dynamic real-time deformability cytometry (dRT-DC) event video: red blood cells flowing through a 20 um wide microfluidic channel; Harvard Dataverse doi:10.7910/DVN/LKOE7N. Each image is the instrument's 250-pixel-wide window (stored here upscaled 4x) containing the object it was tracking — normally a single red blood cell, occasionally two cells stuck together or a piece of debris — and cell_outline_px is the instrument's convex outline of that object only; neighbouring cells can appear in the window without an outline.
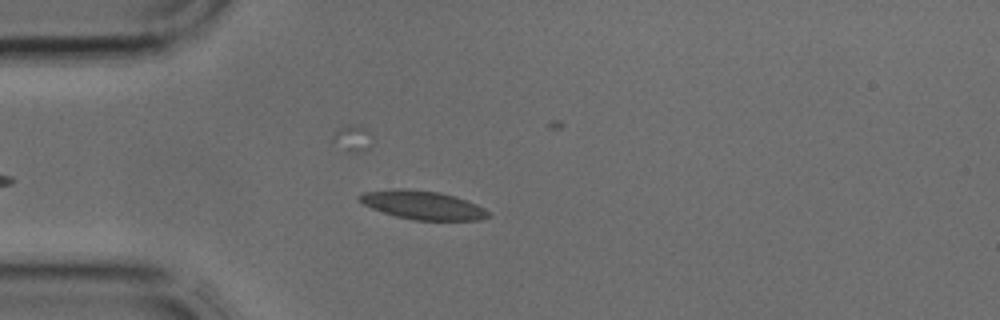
{"species": "common noctule bat (a hibernating species)", "species_latin": "Nyctalus noctula", "temperature_condition": "cold", "stored_images_in_passage": 11, "camera_frame_rate_fps": 3000, "um_per_image_px": 0.085, "animal": {"sex": "male", "body_mass_g": 17.9, "forearm_length_mm": 54.2}, "frame": {"image": 1, "passage_image": 6, "time_ms": 1.667, "image_size_px": [1000, 320], "cell_outline_px": [[488, 216], [480, 220], [416, 220], [396, 216], [372, 208], [364, 204], [356, 196], [364, 192], [400, 188], [404, 188], [440, 192], [456, 196], [476, 204], [484, 208], [488, 212]], "centroid_in_image_um": [35.93, 17.42], "position_along_channel_um": 49.1, "area_um2": 21.27}}